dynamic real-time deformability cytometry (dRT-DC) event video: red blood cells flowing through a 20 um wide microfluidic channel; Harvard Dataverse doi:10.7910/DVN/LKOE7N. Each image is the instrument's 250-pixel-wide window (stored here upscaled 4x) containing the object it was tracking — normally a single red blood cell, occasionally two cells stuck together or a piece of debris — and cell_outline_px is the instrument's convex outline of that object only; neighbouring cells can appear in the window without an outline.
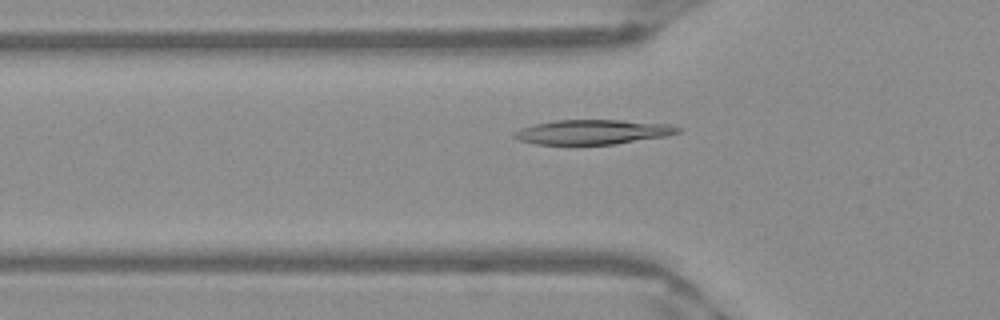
{"species": "Egyptian fruit bat (a non-hibernating species)", "species_latin": "Rousettus aegyptiacus", "temperature_condition": "warm", "stored_images_in_passage": 38, "camera_frame_rate_fps": 3000, "um_per_image_px": 0.085, "frame": {"image": 1, "passage_image": 10, "time_ms": 3.0, "image_size_px": [1000, 320], "cell_outline_px": [[684, 128], [680, 132], [664, 136], [616, 144], [536, 144], [520, 140], [512, 136], [512, 132], [520, 128], [536, 124], [556, 120], [620, 120], [672, 124]], "centroid_in_image_um": [50.41, 11.21], "position_along_channel_um": 75.4, "area_um2": 23.47}}
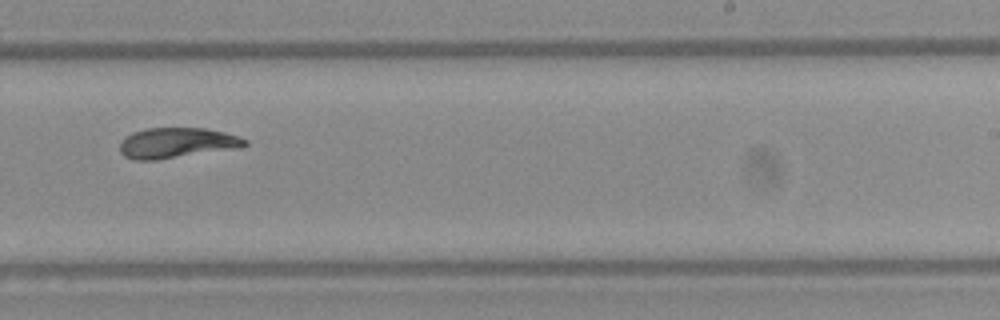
{"frame": {"image": 2, "passage_image": 25, "time_ms": 8.0, "image_size_px": [1000, 320], "cell_outline_px": [[248, 144], [240, 148], [156, 160], [132, 160], [124, 156], [120, 152], [120, 140], [124, 136], [132, 132], [144, 128], [204, 128], [224, 132], [240, 136], [248, 140]], "centroid_in_image_um": [15.01, 12.14], "position_along_channel_um": 274.0, "area_um2": 22.48}}
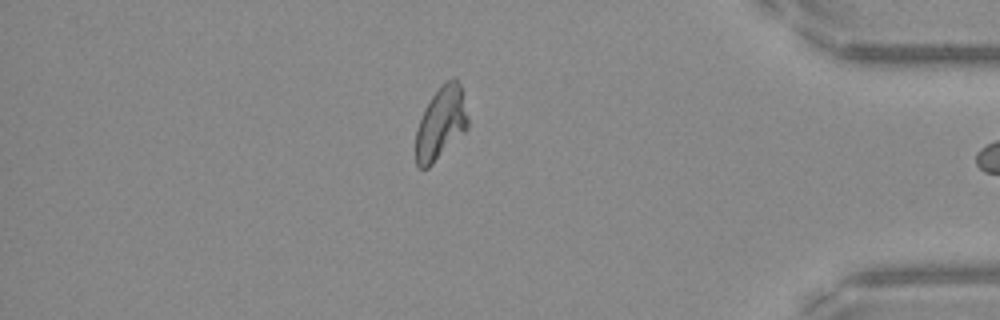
{"frame": {"image": 3, "passage_image": 37, "time_ms": 12.0, "image_size_px": [1000, 320], "cell_outline_px": [[468, 128], [428, 168], [420, 168], [416, 164], [416, 132], [424, 108], [440, 84], [456, 76], [460, 84], [468, 116]], "centroid_in_image_um": [37.48, 10.44], "position_along_channel_um": 397.7, "area_um2": 21.91}}